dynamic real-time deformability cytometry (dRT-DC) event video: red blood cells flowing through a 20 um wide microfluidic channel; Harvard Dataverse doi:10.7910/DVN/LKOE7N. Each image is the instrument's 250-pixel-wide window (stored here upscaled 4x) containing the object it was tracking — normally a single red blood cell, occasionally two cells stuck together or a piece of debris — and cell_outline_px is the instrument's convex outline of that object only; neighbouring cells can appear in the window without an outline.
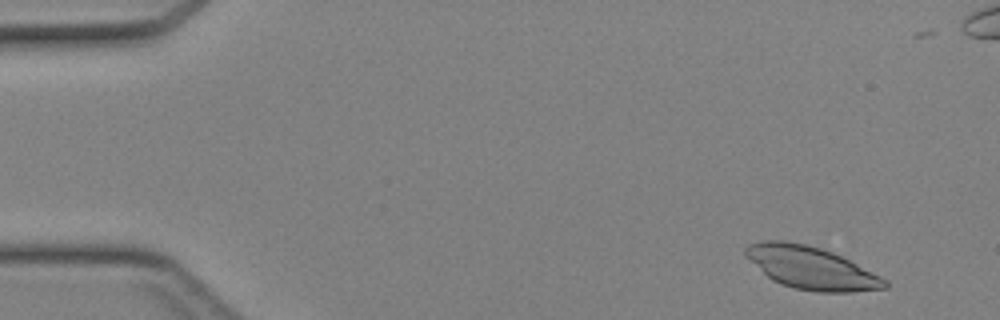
{"species": "Egyptian fruit bat (a non-hibernating species)", "species_latin": "Rousettus aegyptiacus", "temperature_condition": "cold", "stored_images_in_passage": 45, "camera_frame_rate_fps": 3000, "um_per_image_px": 0.085, "animal": {"sex": "female"}, "frame": {"image": 1, "passage_image": 3, "time_ms": 0.667, "image_size_px": [1000, 320], "cell_outline_px": [[888, 288], [852, 292], [816, 292], [796, 288], [780, 284], [772, 280], [744, 256], [744, 248], [748, 244], [764, 240], [784, 240], [804, 244], [820, 248], [832, 252], [888, 280]], "centroid_in_image_um": [68.91, 22.77], "position_along_channel_um": 16.1, "area_um2": 34.39}}